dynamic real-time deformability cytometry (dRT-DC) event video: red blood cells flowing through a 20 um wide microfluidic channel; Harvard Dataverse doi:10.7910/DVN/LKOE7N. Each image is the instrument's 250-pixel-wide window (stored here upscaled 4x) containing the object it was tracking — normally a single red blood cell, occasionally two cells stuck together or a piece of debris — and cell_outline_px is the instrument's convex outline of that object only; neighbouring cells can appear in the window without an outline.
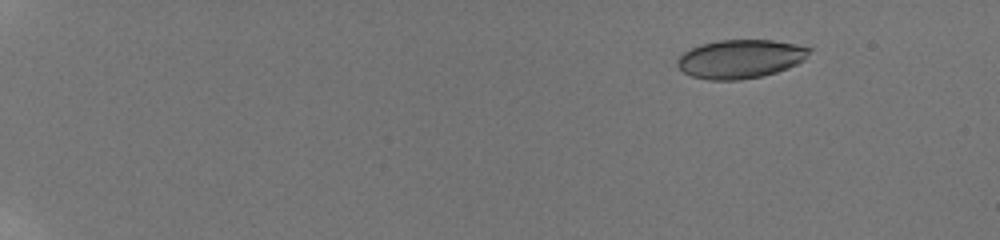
{"species": "human", "species_latin": "Homo sapiens", "temperature_condition": "room temperature", "stored_images_in_passage": 14, "camera_frame_rate_fps": 3000, "um_per_image_px": 0.085, "donor": {"sex": "male"}, "frame": {"image": 1, "passage_image": 4, "time_ms": 2.333, "image_size_px": [1000, 240], "cell_outline_px": [[812, 48], [804, 60], [788, 68], [764, 76], [740, 80], [708, 80], [692, 76], [684, 72], [676, 64], [676, 60], [684, 52], [700, 44], [716, 40], [772, 40], [796, 44]], "centroid_in_image_um": [62.93, 5.01], "position_along_channel_um": 22.1, "area_um2": 29.82}}
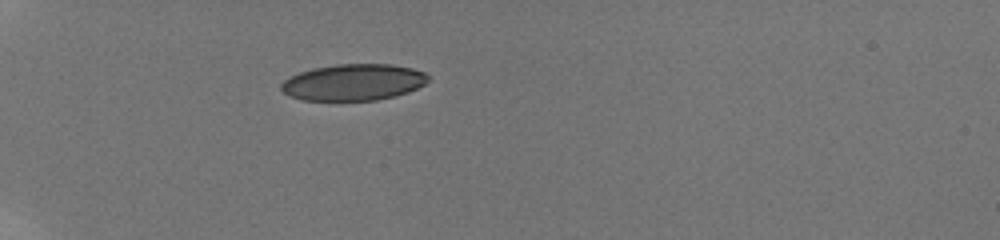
{"frame": {"image": 2, "passage_image": 11, "time_ms": 6.667, "image_size_px": [1000, 240], "cell_outline_px": [[432, 80], [408, 92], [396, 96], [376, 100], [300, 100], [288, 96], [280, 88], [280, 84], [284, 80], [300, 72], [312, 68], [336, 64], [392, 64], [412, 68], [424, 72]], "centroid_in_image_um": [30.05, 6.99], "position_along_channel_um": 55.0, "area_um2": 31.39}}